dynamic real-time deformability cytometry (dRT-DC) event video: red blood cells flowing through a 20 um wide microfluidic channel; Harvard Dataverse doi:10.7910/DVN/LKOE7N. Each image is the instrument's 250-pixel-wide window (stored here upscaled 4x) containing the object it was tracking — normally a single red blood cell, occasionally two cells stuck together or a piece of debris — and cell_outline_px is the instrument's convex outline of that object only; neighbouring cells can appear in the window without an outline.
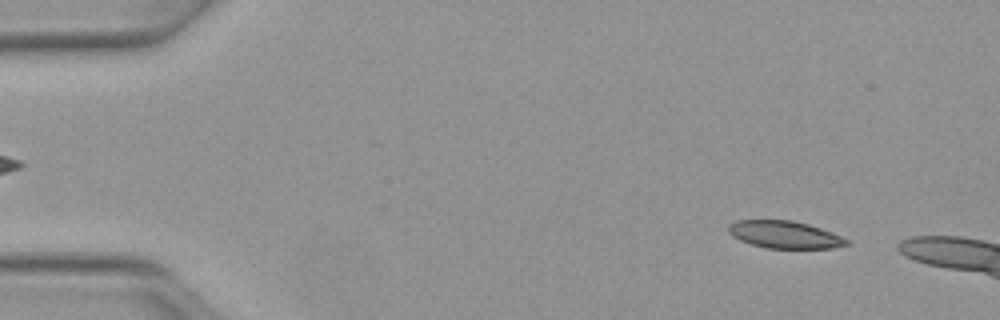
{"species": "Egyptian fruit bat (a non-hibernating species)", "species_latin": "Rousettus aegyptiacus", "temperature_condition": "warm", "stored_images_in_passage": 22, "camera_frame_rate_fps": 3000, "um_per_image_px": 0.085, "animal": {"sex": "female"}, "frame": {"image": 1, "passage_image": 5, "time_ms": 1.333, "image_size_px": [1000, 320], "cell_outline_px": [[848, 244], [832, 248], [764, 248], [740, 240], [732, 236], [728, 232], [728, 224], [736, 220], [792, 220], [808, 224], [832, 232], [848, 240]], "centroid_in_image_um": [66.65, 19.93], "position_along_channel_um": 18.3, "area_um2": 18.79}}
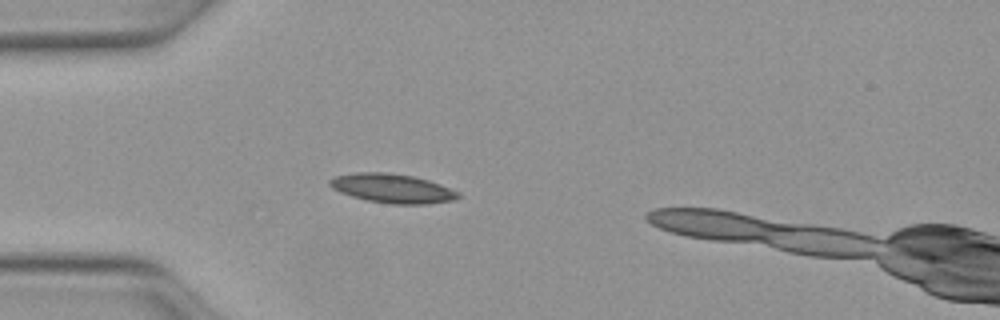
{"frame": {"image": 2, "passage_image": 14, "time_ms": 4.333, "image_size_px": [1000, 320], "cell_outline_px": [[460, 196], [456, 200], [424, 204], [392, 204], [368, 200], [352, 196], [340, 192], [332, 188], [328, 184], [328, 180], [336, 176], [356, 172], [388, 172], [412, 176], [428, 180], [440, 184], [460, 192]], "centroid_in_image_um": [33.36, 16.01], "position_along_channel_um": 51.6, "area_um2": 21.79}}
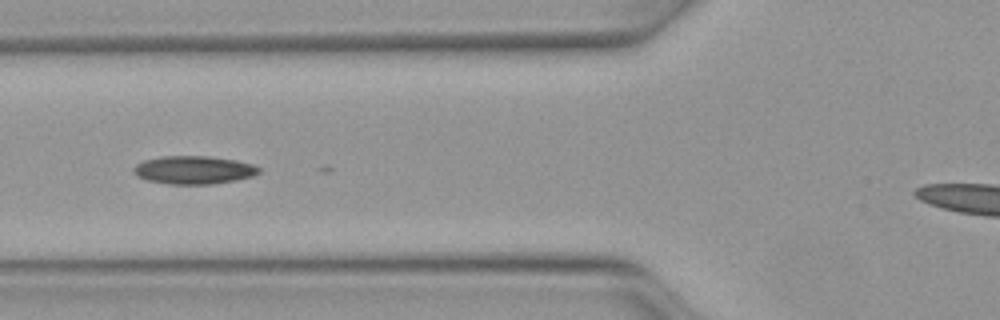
{"frame": {"image": 3, "passage_image": 19, "time_ms": 6.0, "image_size_px": [1000, 320], "cell_outline_px": [[260, 172], [252, 176], [236, 180], [212, 184], [168, 184], [148, 180], [136, 176], [132, 168], [136, 164], [144, 160], [160, 156], [208, 156], [236, 160], [252, 164], [260, 168]], "centroid_in_image_um": [16.45, 14.44], "position_along_channel_um": 109.3, "area_um2": 20.58}}